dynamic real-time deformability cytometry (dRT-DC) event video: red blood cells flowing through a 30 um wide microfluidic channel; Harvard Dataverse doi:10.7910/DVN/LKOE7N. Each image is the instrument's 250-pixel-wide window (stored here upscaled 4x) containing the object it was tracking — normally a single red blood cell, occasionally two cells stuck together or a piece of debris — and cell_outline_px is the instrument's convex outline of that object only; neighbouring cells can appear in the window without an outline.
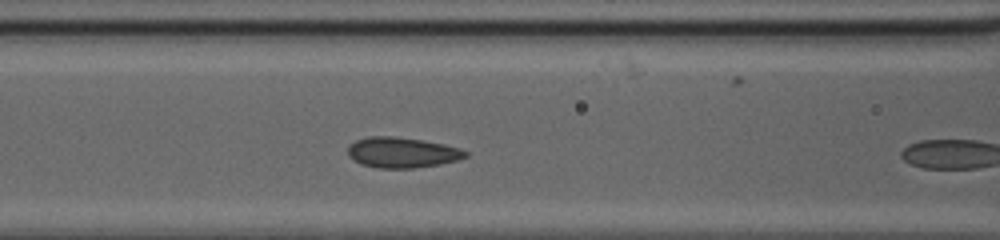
{"species": "common noctule bat (a hibernating species)", "species_latin": "Nyctalus noctula", "temperature_condition": "cold", "stored_images_in_passage": 4, "camera_frame_rate_fps": 3000, "um_per_image_px": 0.085, "animal": {"sex": "female", "body_mass_g": 20.0, "forearm_length_mm": 54.0}, "frame": {"image": 1, "passage_image": 3, "time_ms": 0.667, "image_size_px": [1000, 240], "cell_outline_px": [[468, 156], [456, 160], [440, 164], [412, 168], [376, 168], [360, 164], [352, 160], [348, 156], [348, 148], [356, 140], [368, 136], [392, 136], [420, 140], [444, 144], [460, 148], [468, 152]], "centroid_in_image_um": [34.15, 12.97], "position_along_channel_um": 132.4, "area_um2": 20.87}}